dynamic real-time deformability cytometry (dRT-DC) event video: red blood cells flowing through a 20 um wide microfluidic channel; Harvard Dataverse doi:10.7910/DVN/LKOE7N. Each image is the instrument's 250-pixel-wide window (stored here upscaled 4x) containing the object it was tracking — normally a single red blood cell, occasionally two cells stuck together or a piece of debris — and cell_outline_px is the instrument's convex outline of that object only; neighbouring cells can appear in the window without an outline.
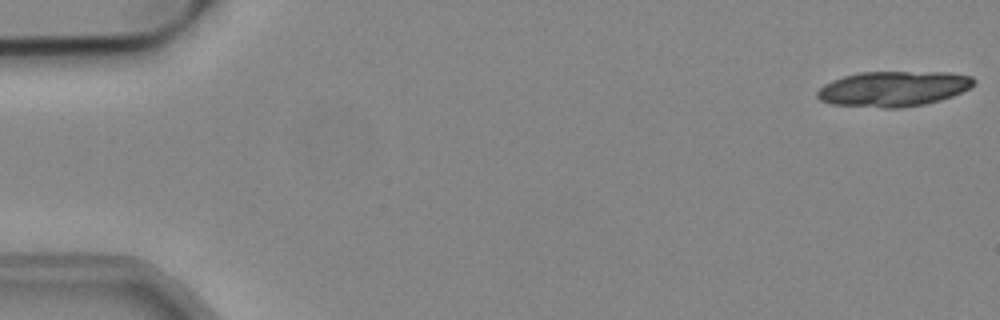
{"species": "common noctule bat (a hibernating species)", "species_latin": "Nyctalus noctula", "temperature_condition": "cold", "stored_images_in_passage": 18, "camera_frame_rate_fps": 3000, "um_per_image_px": 0.085, "animal": {"sex": "male", "body_mass_g": 19.2, "forearm_length_mm": 51.8}, "frame": {"image": 1, "passage_image": 1, "time_ms": 0.0, "image_size_px": [1000, 320], "cell_outline_px": [[976, 80], [968, 88], [952, 96], [940, 100], [924, 104], [900, 108], [884, 108], [832, 104], [820, 100], [816, 96], [816, 92], [824, 84], [832, 80], [844, 76], [860, 72], [952, 72], [972, 76]], "centroid_in_image_um": [75.92, 7.54], "position_along_channel_um": 9.1, "area_um2": 32.19}}